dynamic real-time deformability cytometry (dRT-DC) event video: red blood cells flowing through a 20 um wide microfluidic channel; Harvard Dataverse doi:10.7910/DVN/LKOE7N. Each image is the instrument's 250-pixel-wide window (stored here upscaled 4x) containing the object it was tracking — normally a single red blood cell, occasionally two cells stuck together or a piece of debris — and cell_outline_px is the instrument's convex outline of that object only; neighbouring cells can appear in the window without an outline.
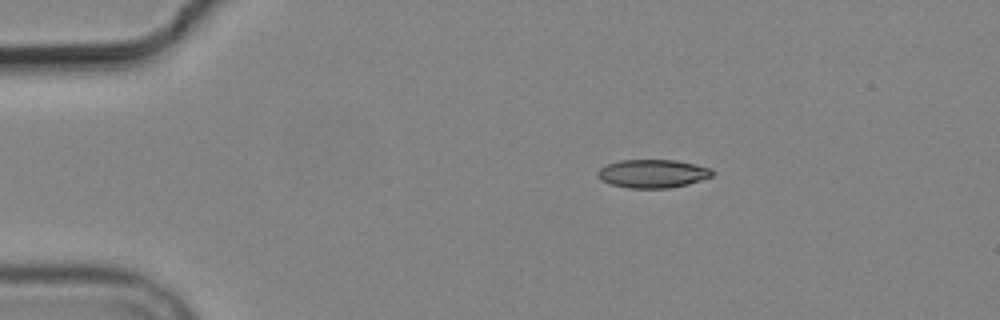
{"species": "common noctule bat (a hibernating species)", "species_latin": "Nyctalus noctula", "temperature_condition": "cold", "stored_images_in_passage": 3, "camera_frame_rate_fps": 3000, "um_per_image_px": 0.085, "animal": {"sex": "male", "body_mass_g": 19.2, "forearm_length_mm": 51.8}, "frame": {"image": 1, "passage_image": 1, "time_ms": 0.0, "image_size_px": [1000, 320], "cell_outline_px": [[716, 172], [712, 176], [688, 184], [668, 188], [628, 188], [612, 184], [600, 180], [596, 176], [596, 172], [600, 168], [608, 164], [620, 160], [676, 160], [708, 168]], "centroid_in_image_um": [55.44, 14.76], "position_along_channel_um": 29.6, "area_um2": 18.84}}